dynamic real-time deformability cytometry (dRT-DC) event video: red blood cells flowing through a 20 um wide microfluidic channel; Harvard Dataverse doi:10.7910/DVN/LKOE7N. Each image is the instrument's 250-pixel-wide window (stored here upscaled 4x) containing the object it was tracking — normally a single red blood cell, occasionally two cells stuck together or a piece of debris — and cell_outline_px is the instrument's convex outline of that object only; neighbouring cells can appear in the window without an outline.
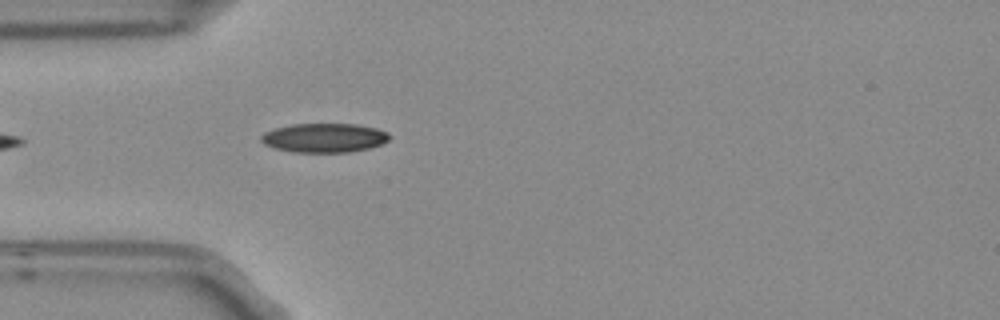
{"species": "Egyptian fruit bat (a non-hibernating species)", "species_latin": "Rousettus aegyptiacus", "temperature_condition": "room temperature", "stored_images_in_passage": 4, "camera_frame_rate_fps": 3000, "um_per_image_px": 0.085, "frame": {"image": 1, "passage_image": 4, "time_ms": 1.0, "image_size_px": [1000, 320], "cell_outline_px": [[392, 136], [388, 140], [372, 148], [348, 152], [292, 152], [272, 148], [264, 144], [260, 140], [260, 136], [264, 132], [276, 128], [292, 124], [356, 124], [376, 128], [388, 132]], "centroid_in_image_um": [27.56, 11.72], "position_along_channel_um": 57.4, "area_um2": 21.96}}